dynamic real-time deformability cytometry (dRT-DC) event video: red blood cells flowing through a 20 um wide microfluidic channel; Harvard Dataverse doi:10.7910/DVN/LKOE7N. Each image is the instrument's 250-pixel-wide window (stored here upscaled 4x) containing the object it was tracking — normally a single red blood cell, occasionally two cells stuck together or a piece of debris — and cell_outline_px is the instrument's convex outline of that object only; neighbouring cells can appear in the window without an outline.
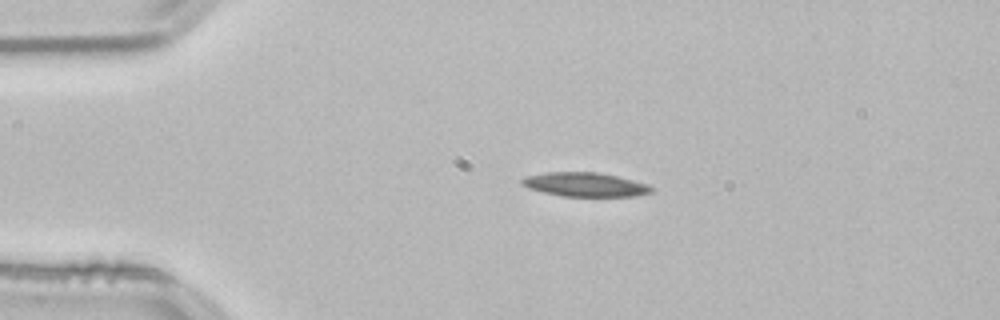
{"species": "common noctule bat (a hibernating species)", "species_latin": "Nyctalus noctula", "temperature_condition": "room temperature", "stored_images_in_passage": 43, "camera_frame_rate_fps": 3000, "um_per_image_px": 0.085, "animal": {"sex": "male", "body_mass_g": 21.5, "forearm_length_mm": 52.0}, "frame": {"image": 1, "passage_image": 1, "time_ms": 0.0, "image_size_px": [1000, 320], "cell_outline_px": [[656, 188], [652, 192], [636, 196], [560, 196], [528, 188], [520, 184], [520, 180], [528, 176], [548, 172], [596, 172], [616, 176], [648, 184]], "centroid_in_image_um": [49.75, 15.69], "position_along_channel_um": 35.2, "area_um2": 18.09}}
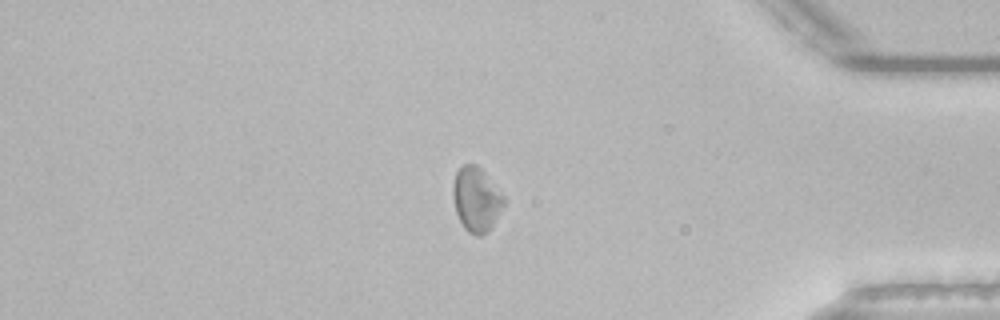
{"frame": {"image": 2, "passage_image": 35, "time_ms": 11.333, "image_size_px": [1000, 320], "cell_outline_px": [[504, 204], [488, 232], [480, 236], [476, 236], [468, 232], [464, 228], [456, 212], [452, 196], [452, 188], [456, 172], [464, 164], [476, 164], [484, 172], [504, 196]], "centroid_in_image_um": [40.46, 16.96], "position_along_channel_um": 394.7, "area_um2": 18.9}}
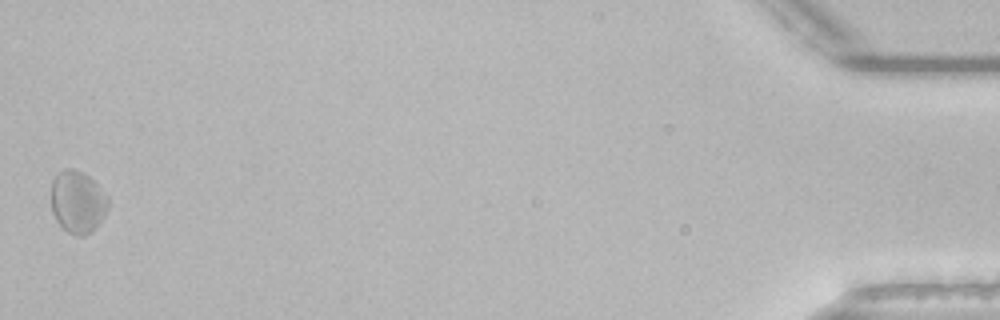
{"frame": {"image": 3, "passage_image": 43, "time_ms": 14.0, "image_size_px": [1000, 320], "cell_outline_px": [[108, 208], [104, 216], [92, 232], [84, 236], [76, 236], [68, 232], [56, 220], [52, 212], [52, 180], [64, 168], [72, 168], [88, 176], [108, 196]], "centroid_in_image_um": [6.61, 17.18], "position_along_channel_um": 428.6, "area_um2": 20.52}}